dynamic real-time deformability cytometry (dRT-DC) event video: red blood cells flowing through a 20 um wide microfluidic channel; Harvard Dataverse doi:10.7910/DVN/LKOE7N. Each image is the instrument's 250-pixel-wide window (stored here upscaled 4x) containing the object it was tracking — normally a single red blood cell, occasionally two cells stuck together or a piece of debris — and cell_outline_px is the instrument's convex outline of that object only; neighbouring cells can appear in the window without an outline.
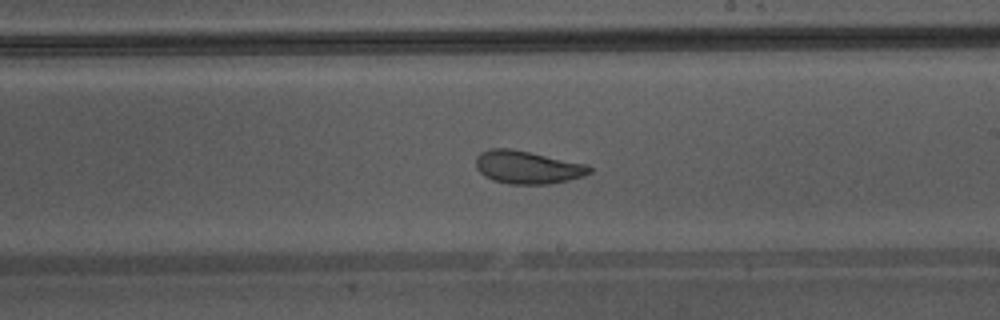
{"species": "Egyptian fruit bat (a non-hibernating species)", "species_latin": "Rousettus aegyptiacus", "temperature_condition": "warm", "stored_images_in_passage": 46, "camera_frame_rate_fps": 3000, "um_per_image_px": 0.085, "animal": {"sex": "male"}, "frame": {"image": 1, "passage_image": 27, "time_ms": 8.667, "image_size_px": [1000, 320], "cell_outline_px": [[592, 172], [584, 176], [568, 180], [548, 184], [508, 184], [492, 180], [484, 176], [476, 168], [476, 156], [480, 152], [488, 148], [512, 148], [588, 164], [592, 168]], "centroid_in_image_um": [44.83, 14.21], "position_along_channel_um": 244.2, "area_um2": 22.14}, "authors_computed_cell_mechanics": {"area_um2": 26.0678, "velocity_mm_per_s": 4.3234, "shape_relaxation_time_tau1_ms": null, "shape_relaxation_time_tau2_ms": 1.3296, "deformation_change_tau1": null, "deformation_change_tau2": 0.0733}}